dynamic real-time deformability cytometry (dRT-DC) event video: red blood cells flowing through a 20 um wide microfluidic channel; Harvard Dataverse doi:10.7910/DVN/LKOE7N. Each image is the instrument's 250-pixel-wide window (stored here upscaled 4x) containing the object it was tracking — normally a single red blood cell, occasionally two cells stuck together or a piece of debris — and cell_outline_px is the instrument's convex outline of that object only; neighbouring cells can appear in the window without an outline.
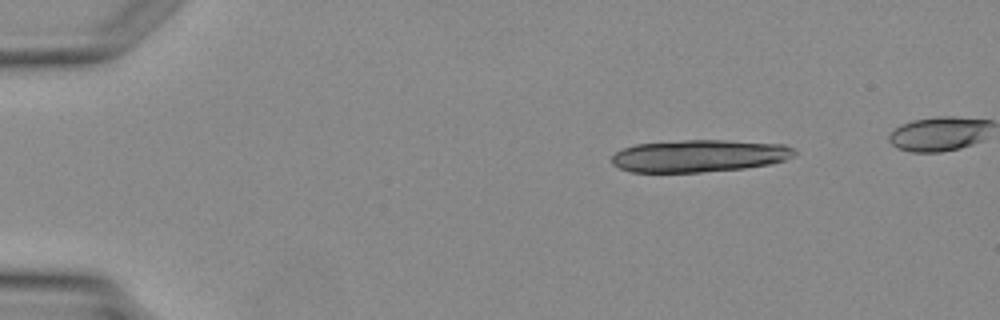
{"species": "Egyptian fruit bat (a non-hibernating species)", "species_latin": "Rousettus aegyptiacus", "temperature_condition": "warm", "stored_images_in_passage": 3, "camera_frame_rate_fps": 3000, "um_per_image_px": 0.085, "animal": {"sex": "female"}, "frame": {"image": 1, "passage_image": 1, "time_ms": 0.0, "image_size_px": [1000, 320], "cell_outline_px": [[796, 152], [792, 156], [784, 160], [768, 164], [744, 168], [700, 172], [632, 172], [620, 168], [612, 164], [612, 156], [616, 152], [624, 148], [636, 144], [684, 140], [728, 140], [784, 144], [792, 148]], "centroid_in_image_um": [59.42, 13.24], "position_along_channel_um": 25.6, "area_um2": 34.22}}